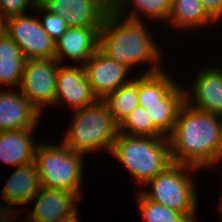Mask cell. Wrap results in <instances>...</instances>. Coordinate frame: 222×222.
Returning <instances> with one entry per match:
<instances>
[{
  "mask_svg": "<svg viewBox=\"0 0 222 222\" xmlns=\"http://www.w3.org/2000/svg\"><path fill=\"white\" fill-rule=\"evenodd\" d=\"M97 100L98 97L88 83L83 65L59 64L54 106L65 101L71 107V111H74L90 106Z\"/></svg>",
  "mask_w": 222,
  "mask_h": 222,
  "instance_id": "10",
  "label": "cell"
},
{
  "mask_svg": "<svg viewBox=\"0 0 222 222\" xmlns=\"http://www.w3.org/2000/svg\"><path fill=\"white\" fill-rule=\"evenodd\" d=\"M222 195V194H221ZM220 204H218L219 205V210H220V212H221V214L220 215H222V196H220Z\"/></svg>",
  "mask_w": 222,
  "mask_h": 222,
  "instance_id": "33",
  "label": "cell"
},
{
  "mask_svg": "<svg viewBox=\"0 0 222 222\" xmlns=\"http://www.w3.org/2000/svg\"><path fill=\"white\" fill-rule=\"evenodd\" d=\"M221 160H222V127H221V132H220V142H219L217 155H216V165H218Z\"/></svg>",
  "mask_w": 222,
  "mask_h": 222,
  "instance_id": "31",
  "label": "cell"
},
{
  "mask_svg": "<svg viewBox=\"0 0 222 222\" xmlns=\"http://www.w3.org/2000/svg\"><path fill=\"white\" fill-rule=\"evenodd\" d=\"M40 176L36 163L16 167L11 176L7 179L0 197L6 206L0 204V222L18 221V208L13 205H23L31 203L32 198L41 189ZM17 212V213H16Z\"/></svg>",
  "mask_w": 222,
  "mask_h": 222,
  "instance_id": "9",
  "label": "cell"
},
{
  "mask_svg": "<svg viewBox=\"0 0 222 222\" xmlns=\"http://www.w3.org/2000/svg\"><path fill=\"white\" fill-rule=\"evenodd\" d=\"M33 11L38 14L40 13L39 15H42L44 12L43 19H41L38 14L37 17L44 31L54 42H56L67 31L68 26L65 18L47 11L39 2Z\"/></svg>",
  "mask_w": 222,
  "mask_h": 222,
  "instance_id": "26",
  "label": "cell"
},
{
  "mask_svg": "<svg viewBox=\"0 0 222 222\" xmlns=\"http://www.w3.org/2000/svg\"><path fill=\"white\" fill-rule=\"evenodd\" d=\"M34 130L36 128L0 131V162L15 168L35 162L38 143L33 141Z\"/></svg>",
  "mask_w": 222,
  "mask_h": 222,
  "instance_id": "16",
  "label": "cell"
},
{
  "mask_svg": "<svg viewBox=\"0 0 222 222\" xmlns=\"http://www.w3.org/2000/svg\"><path fill=\"white\" fill-rule=\"evenodd\" d=\"M160 70L149 74H138V100L139 104L159 103L164 99L177 85L172 75Z\"/></svg>",
  "mask_w": 222,
  "mask_h": 222,
  "instance_id": "22",
  "label": "cell"
},
{
  "mask_svg": "<svg viewBox=\"0 0 222 222\" xmlns=\"http://www.w3.org/2000/svg\"><path fill=\"white\" fill-rule=\"evenodd\" d=\"M207 12L217 21L222 19V0H201Z\"/></svg>",
  "mask_w": 222,
  "mask_h": 222,
  "instance_id": "29",
  "label": "cell"
},
{
  "mask_svg": "<svg viewBox=\"0 0 222 222\" xmlns=\"http://www.w3.org/2000/svg\"><path fill=\"white\" fill-rule=\"evenodd\" d=\"M47 11L65 17L69 9H72L74 0H39Z\"/></svg>",
  "mask_w": 222,
  "mask_h": 222,
  "instance_id": "28",
  "label": "cell"
},
{
  "mask_svg": "<svg viewBox=\"0 0 222 222\" xmlns=\"http://www.w3.org/2000/svg\"><path fill=\"white\" fill-rule=\"evenodd\" d=\"M171 2L172 0H111V9L119 16L132 20L143 21L145 15L146 19L168 22ZM131 5L133 8L129 12L126 7H131Z\"/></svg>",
  "mask_w": 222,
  "mask_h": 222,
  "instance_id": "19",
  "label": "cell"
},
{
  "mask_svg": "<svg viewBox=\"0 0 222 222\" xmlns=\"http://www.w3.org/2000/svg\"><path fill=\"white\" fill-rule=\"evenodd\" d=\"M6 34L19 46L27 60L55 58V42L37 17L23 14L7 19Z\"/></svg>",
  "mask_w": 222,
  "mask_h": 222,
  "instance_id": "8",
  "label": "cell"
},
{
  "mask_svg": "<svg viewBox=\"0 0 222 222\" xmlns=\"http://www.w3.org/2000/svg\"><path fill=\"white\" fill-rule=\"evenodd\" d=\"M39 0H0V12L7 18L26 14L29 8L35 9ZM29 7V8H28Z\"/></svg>",
  "mask_w": 222,
  "mask_h": 222,
  "instance_id": "27",
  "label": "cell"
},
{
  "mask_svg": "<svg viewBox=\"0 0 222 222\" xmlns=\"http://www.w3.org/2000/svg\"><path fill=\"white\" fill-rule=\"evenodd\" d=\"M168 23L175 29L202 27L217 21L207 12L201 0H172ZM177 27V28H176Z\"/></svg>",
  "mask_w": 222,
  "mask_h": 222,
  "instance_id": "18",
  "label": "cell"
},
{
  "mask_svg": "<svg viewBox=\"0 0 222 222\" xmlns=\"http://www.w3.org/2000/svg\"><path fill=\"white\" fill-rule=\"evenodd\" d=\"M221 127L222 116L194 109L185 102L168 136L173 163L198 169L215 167Z\"/></svg>",
  "mask_w": 222,
  "mask_h": 222,
  "instance_id": "1",
  "label": "cell"
},
{
  "mask_svg": "<svg viewBox=\"0 0 222 222\" xmlns=\"http://www.w3.org/2000/svg\"><path fill=\"white\" fill-rule=\"evenodd\" d=\"M104 100L108 103L112 116L119 125L139 105L138 74L134 75L128 84L111 92Z\"/></svg>",
  "mask_w": 222,
  "mask_h": 222,
  "instance_id": "23",
  "label": "cell"
},
{
  "mask_svg": "<svg viewBox=\"0 0 222 222\" xmlns=\"http://www.w3.org/2000/svg\"><path fill=\"white\" fill-rule=\"evenodd\" d=\"M191 170L195 172L199 169L186 164L173 163L145 184L148 188L149 185L151 186V191L142 190L141 193L154 203L181 212L191 222H195L198 194L192 174L190 175Z\"/></svg>",
  "mask_w": 222,
  "mask_h": 222,
  "instance_id": "6",
  "label": "cell"
},
{
  "mask_svg": "<svg viewBox=\"0 0 222 222\" xmlns=\"http://www.w3.org/2000/svg\"><path fill=\"white\" fill-rule=\"evenodd\" d=\"M83 67L88 83L98 99H105L111 92L133 79L127 78L131 72L129 68L110 59L99 49Z\"/></svg>",
  "mask_w": 222,
  "mask_h": 222,
  "instance_id": "11",
  "label": "cell"
},
{
  "mask_svg": "<svg viewBox=\"0 0 222 222\" xmlns=\"http://www.w3.org/2000/svg\"><path fill=\"white\" fill-rule=\"evenodd\" d=\"M100 29L101 27H68L55 42V59L62 64L68 57L78 62V65H84L98 50Z\"/></svg>",
  "mask_w": 222,
  "mask_h": 222,
  "instance_id": "14",
  "label": "cell"
},
{
  "mask_svg": "<svg viewBox=\"0 0 222 222\" xmlns=\"http://www.w3.org/2000/svg\"><path fill=\"white\" fill-rule=\"evenodd\" d=\"M71 124L62 142L75 152H111L119 134V125L114 120L108 103L98 99L94 104L72 111Z\"/></svg>",
  "mask_w": 222,
  "mask_h": 222,
  "instance_id": "4",
  "label": "cell"
},
{
  "mask_svg": "<svg viewBox=\"0 0 222 222\" xmlns=\"http://www.w3.org/2000/svg\"><path fill=\"white\" fill-rule=\"evenodd\" d=\"M110 154L129 170L139 185H145L173 164L168 137L119 133Z\"/></svg>",
  "mask_w": 222,
  "mask_h": 222,
  "instance_id": "3",
  "label": "cell"
},
{
  "mask_svg": "<svg viewBox=\"0 0 222 222\" xmlns=\"http://www.w3.org/2000/svg\"><path fill=\"white\" fill-rule=\"evenodd\" d=\"M194 80L191 91L185 88V102L194 109L222 116V69H200Z\"/></svg>",
  "mask_w": 222,
  "mask_h": 222,
  "instance_id": "12",
  "label": "cell"
},
{
  "mask_svg": "<svg viewBox=\"0 0 222 222\" xmlns=\"http://www.w3.org/2000/svg\"><path fill=\"white\" fill-rule=\"evenodd\" d=\"M78 199L69 191L41 187L31 200L34 208L25 219L28 222H57L77 212Z\"/></svg>",
  "mask_w": 222,
  "mask_h": 222,
  "instance_id": "13",
  "label": "cell"
},
{
  "mask_svg": "<svg viewBox=\"0 0 222 222\" xmlns=\"http://www.w3.org/2000/svg\"><path fill=\"white\" fill-rule=\"evenodd\" d=\"M143 22L125 19L110 9L99 31L98 49L130 70L140 63L150 64L148 70L140 71L141 74L163 70L161 50Z\"/></svg>",
  "mask_w": 222,
  "mask_h": 222,
  "instance_id": "2",
  "label": "cell"
},
{
  "mask_svg": "<svg viewBox=\"0 0 222 222\" xmlns=\"http://www.w3.org/2000/svg\"><path fill=\"white\" fill-rule=\"evenodd\" d=\"M7 18L0 12V40L6 35Z\"/></svg>",
  "mask_w": 222,
  "mask_h": 222,
  "instance_id": "30",
  "label": "cell"
},
{
  "mask_svg": "<svg viewBox=\"0 0 222 222\" xmlns=\"http://www.w3.org/2000/svg\"><path fill=\"white\" fill-rule=\"evenodd\" d=\"M138 204L145 222H191L183 213L169 209L138 193Z\"/></svg>",
  "mask_w": 222,
  "mask_h": 222,
  "instance_id": "25",
  "label": "cell"
},
{
  "mask_svg": "<svg viewBox=\"0 0 222 222\" xmlns=\"http://www.w3.org/2000/svg\"><path fill=\"white\" fill-rule=\"evenodd\" d=\"M111 9V0H74L65 15L68 27H102Z\"/></svg>",
  "mask_w": 222,
  "mask_h": 222,
  "instance_id": "21",
  "label": "cell"
},
{
  "mask_svg": "<svg viewBox=\"0 0 222 222\" xmlns=\"http://www.w3.org/2000/svg\"><path fill=\"white\" fill-rule=\"evenodd\" d=\"M26 60L19 46L6 34L0 40V88H19Z\"/></svg>",
  "mask_w": 222,
  "mask_h": 222,
  "instance_id": "20",
  "label": "cell"
},
{
  "mask_svg": "<svg viewBox=\"0 0 222 222\" xmlns=\"http://www.w3.org/2000/svg\"><path fill=\"white\" fill-rule=\"evenodd\" d=\"M40 114L18 88L0 91V131L37 128Z\"/></svg>",
  "mask_w": 222,
  "mask_h": 222,
  "instance_id": "15",
  "label": "cell"
},
{
  "mask_svg": "<svg viewBox=\"0 0 222 222\" xmlns=\"http://www.w3.org/2000/svg\"><path fill=\"white\" fill-rule=\"evenodd\" d=\"M57 222H81V221H79L77 212H75L71 216L65 217L64 219H61Z\"/></svg>",
  "mask_w": 222,
  "mask_h": 222,
  "instance_id": "32",
  "label": "cell"
},
{
  "mask_svg": "<svg viewBox=\"0 0 222 222\" xmlns=\"http://www.w3.org/2000/svg\"><path fill=\"white\" fill-rule=\"evenodd\" d=\"M83 156L84 154L71 150L62 141L58 145L39 143L35 163L41 186L69 191L81 198Z\"/></svg>",
  "mask_w": 222,
  "mask_h": 222,
  "instance_id": "5",
  "label": "cell"
},
{
  "mask_svg": "<svg viewBox=\"0 0 222 222\" xmlns=\"http://www.w3.org/2000/svg\"><path fill=\"white\" fill-rule=\"evenodd\" d=\"M119 133L133 136L166 137L153 123L145 108L138 105L119 124Z\"/></svg>",
  "mask_w": 222,
  "mask_h": 222,
  "instance_id": "24",
  "label": "cell"
},
{
  "mask_svg": "<svg viewBox=\"0 0 222 222\" xmlns=\"http://www.w3.org/2000/svg\"><path fill=\"white\" fill-rule=\"evenodd\" d=\"M59 64L55 58L26 60L18 89L41 113L47 105L54 107Z\"/></svg>",
  "mask_w": 222,
  "mask_h": 222,
  "instance_id": "7",
  "label": "cell"
},
{
  "mask_svg": "<svg viewBox=\"0 0 222 222\" xmlns=\"http://www.w3.org/2000/svg\"><path fill=\"white\" fill-rule=\"evenodd\" d=\"M185 103V88L179 84L159 103L139 104L145 108L154 125L168 137L174 128L177 115Z\"/></svg>",
  "mask_w": 222,
  "mask_h": 222,
  "instance_id": "17",
  "label": "cell"
}]
</instances>
